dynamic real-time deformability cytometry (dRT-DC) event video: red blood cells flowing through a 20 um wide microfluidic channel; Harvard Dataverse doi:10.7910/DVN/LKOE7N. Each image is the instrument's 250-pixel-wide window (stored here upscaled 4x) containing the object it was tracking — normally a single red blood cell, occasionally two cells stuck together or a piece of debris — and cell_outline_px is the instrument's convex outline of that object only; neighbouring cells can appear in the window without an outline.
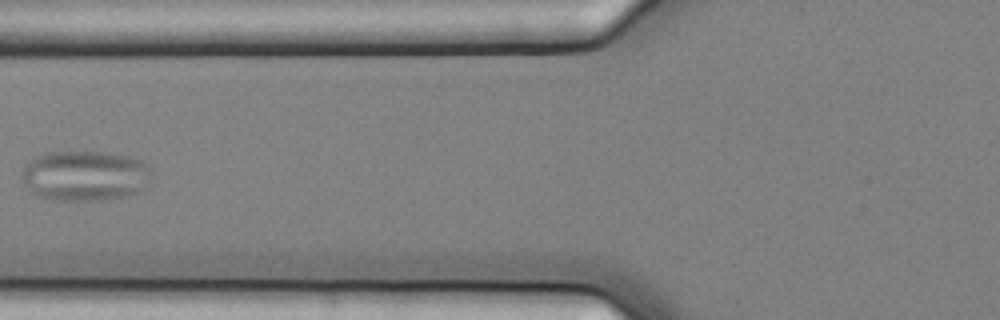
{"species": "common noctule bat (a hibernating species)", "species_latin": "Nyctalus noctula", "temperature_condition": "cold", "stored_images_in_passage": 8, "camera_frame_rate_fps": 3000, "um_per_image_px": 0.085, "animal": {"sex": "female", "body_mass_g": 25.1}, "frame": {"image": 1, "passage_image": 5, "time_ms": 1.333, "image_size_px": [1000, 320], "cell_outline_px": [[152, 176], [140, 192], [124, 196], [100, 200], [60, 200], [36, 196], [24, 184], [20, 176], [20, 172], [24, 164], [48, 152], [104, 152], [128, 156], [144, 160], [152, 164]], "centroid_in_image_um": [7.26, 14.93], "position_along_channel_um": 118.5, "area_um2": 38.44}}